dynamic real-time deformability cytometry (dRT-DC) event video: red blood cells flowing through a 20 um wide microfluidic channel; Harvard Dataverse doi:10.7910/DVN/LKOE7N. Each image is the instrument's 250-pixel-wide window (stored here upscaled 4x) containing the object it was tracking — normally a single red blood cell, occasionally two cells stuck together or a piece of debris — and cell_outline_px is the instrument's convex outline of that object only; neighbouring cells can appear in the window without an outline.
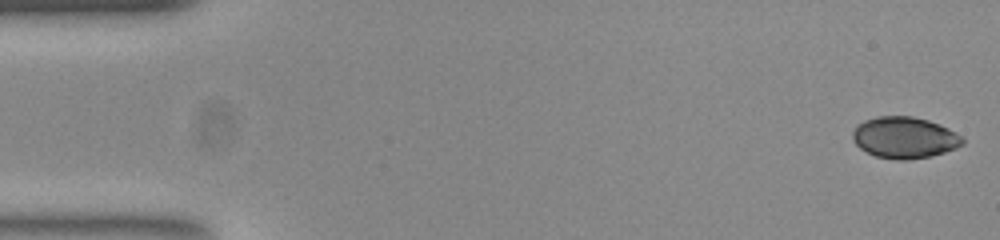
{"species": "common noctule bat (a hibernating species)", "species_latin": "Nyctalus noctula", "temperature_condition": "room temperature", "stored_images_in_passage": 52, "camera_frame_rate_fps": 3000, "um_per_image_px": 0.085, "animal": {"sex": "female", "body_mass_g": 23.0, "forearm_length_mm": 53.4}, "frame": {"image": 1, "passage_image": 1, "time_ms": 0.0, "image_size_px": [1000, 240], "cell_outline_px": [[964, 144], [956, 148], [932, 156], [908, 160], [896, 160], [876, 156], [860, 148], [852, 140], [852, 132], [856, 124], [864, 120], [876, 116], [912, 116], [928, 120], [940, 124], [948, 128], [960, 136], [964, 140]], "centroid_in_image_um": [76.86, 11.69], "position_along_channel_um": 8.1, "area_um2": 26.7}}
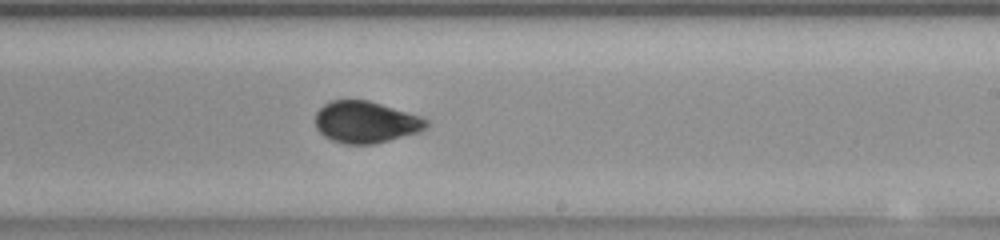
{"frame": {"image": 2, "passage_image": 31, "time_ms": 10.0, "image_size_px": [1000, 240], "cell_outline_px": [[428, 128], [420, 132], [372, 144], [344, 144], [332, 140], [324, 136], [316, 128], [316, 112], [324, 104], [332, 100], [368, 100], [420, 116], [428, 120]], "centroid_in_image_um": [31.09, 10.38], "position_along_channel_um": 257.9, "area_um2": 26.88}}
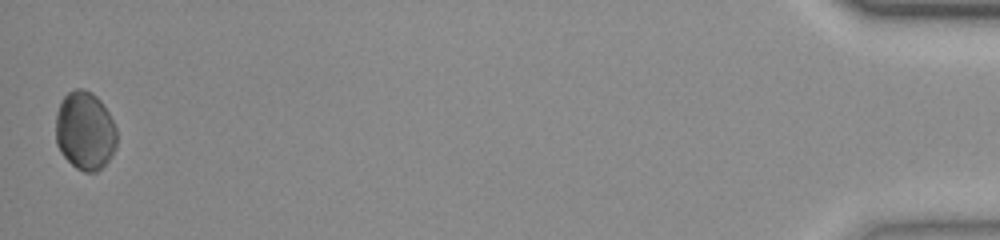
{"frame": {"image": 3, "passage_image": 52, "time_ms": 17.0, "image_size_px": [1000, 240], "cell_outline_px": [[116, 148], [112, 156], [96, 172], [84, 172], [76, 168], [60, 152], [56, 144], [56, 112], [60, 100], [68, 92], [76, 88], [84, 88], [92, 92], [104, 104], [116, 128]], "centroid_in_image_um": [7.21, 11.09], "position_along_channel_um": 428.0, "area_um2": 28.21}, "authors_computed_cell_mechanics": {"area_um2": 26.9059, "velocity_mm_per_s": 3.8413, "shape_relaxation_time_tau1_ms": 4.0692, "shape_relaxation_time_tau2_ms": 1.6132, "deformation_change_tau1": 0.0952, "deformation_change_tau2": 0.0335}}